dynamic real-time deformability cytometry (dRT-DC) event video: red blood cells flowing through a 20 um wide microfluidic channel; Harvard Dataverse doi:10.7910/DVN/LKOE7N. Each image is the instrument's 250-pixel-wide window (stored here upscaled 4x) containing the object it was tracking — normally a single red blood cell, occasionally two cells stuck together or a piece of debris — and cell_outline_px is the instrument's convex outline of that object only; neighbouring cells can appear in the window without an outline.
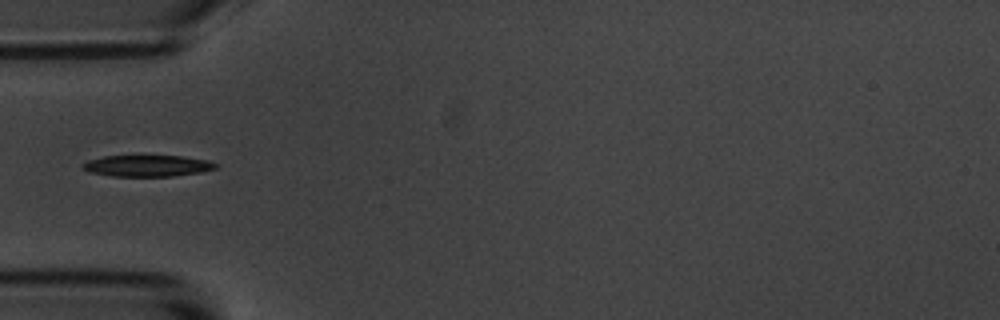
{"species": "common noctule bat (a hibernating species)", "species_latin": "Nyctalus noctula", "temperature_condition": "room temperature", "stored_images_in_passage": 5, "segment_of_instrument_passage": [2, 2], "camera_frame_rate_fps": 3000, "um_per_image_px": 0.085, "animal": {"sex": "male", "body_mass_g": 20.1, "forearm_length_mm": 53.5}, "frame": {"image": 1, "passage_image": 5, "time_ms": 5.667, "image_size_px": [1000, 320], "cell_outline_px": [[220, 164], [216, 168], [200, 172], [172, 176], [112, 176], [88, 172], [84, 168], [84, 164], [88, 160], [104, 156], [180, 156], [208, 160]], "centroid_in_image_um": [12.56, 14.09], "position_along_channel_um": 72.4, "area_um2": 16.42}}